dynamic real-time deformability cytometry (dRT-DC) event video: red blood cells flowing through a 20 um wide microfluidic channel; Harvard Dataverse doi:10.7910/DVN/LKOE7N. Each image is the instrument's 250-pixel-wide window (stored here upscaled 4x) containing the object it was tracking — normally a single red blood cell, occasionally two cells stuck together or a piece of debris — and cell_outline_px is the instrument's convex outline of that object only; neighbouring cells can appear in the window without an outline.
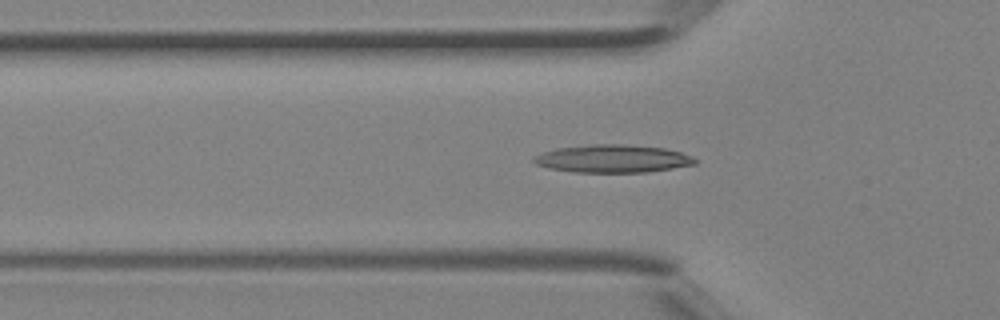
{"species": "Egyptian fruit bat (a non-hibernating species)", "species_latin": "Rousettus aegyptiacus", "temperature_condition": "room temperature", "stored_images_in_passage": 36, "camera_frame_rate_fps": 3000, "um_per_image_px": 0.085, "animal": {"sex": "female"}, "frame": {"image": 1, "passage_image": 9, "time_ms": 2.667, "image_size_px": [1000, 320], "cell_outline_px": [[696, 164], [648, 172], [572, 172], [548, 168], [536, 164], [532, 160], [536, 156], [544, 152], [556, 148], [592, 144], [620, 144], [664, 148], [680, 152], [692, 156], [696, 160]], "centroid_in_image_um": [52.07, 13.49], "position_along_channel_um": 73.7, "area_um2": 26.01}}
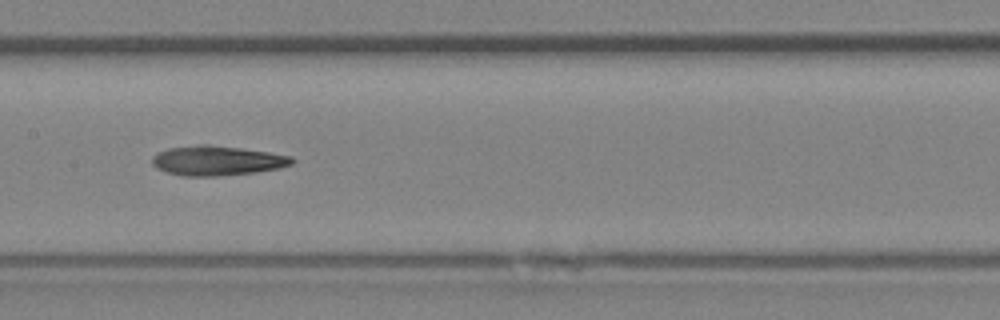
{"frame": {"image": 2, "passage_image": 16, "time_ms": 5.0, "image_size_px": [1000, 320], "cell_outline_px": [[296, 160], [292, 164], [280, 168], [252, 172], [220, 176], [180, 176], [156, 168], [152, 164], [152, 156], [156, 152], [168, 148], [200, 144], [208, 144], [240, 148], [268, 152], [292, 156]], "centroid_in_image_um": [18.43, 13.65], "position_along_channel_um": 189.0, "area_um2": 24.28}}
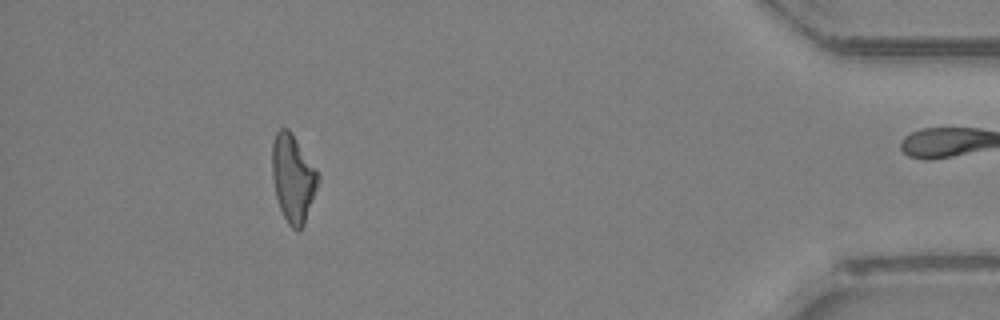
{"frame": {"image": 3, "passage_image": 33, "time_ms": 10.667, "image_size_px": [1000, 320], "cell_outline_px": [[320, 180], [304, 224], [296, 232], [288, 224], [280, 208], [276, 196], [272, 176], [272, 144], [276, 132], [280, 128], [288, 128], [316, 168], [320, 176]], "centroid_in_image_um": [24.91, 15.15], "position_along_channel_um": 410.3, "area_um2": 23.35}}